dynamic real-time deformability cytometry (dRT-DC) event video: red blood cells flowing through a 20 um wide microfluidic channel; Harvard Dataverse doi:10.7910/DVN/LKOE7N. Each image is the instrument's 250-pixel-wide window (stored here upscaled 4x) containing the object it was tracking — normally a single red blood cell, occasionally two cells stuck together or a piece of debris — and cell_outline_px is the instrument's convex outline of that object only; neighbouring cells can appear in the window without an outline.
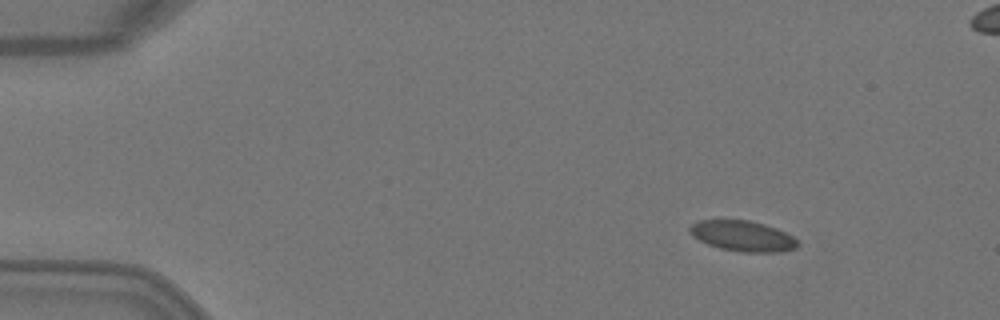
{"species": "Egyptian fruit bat (a non-hibernating species)", "species_latin": "Rousettus aegyptiacus", "temperature_condition": "warm", "stored_images_in_passage": 4, "camera_frame_rate_fps": 3000, "um_per_image_px": 0.085, "animal": {"sex": "female"}, "frame": {"image": 1, "passage_image": 1, "time_ms": 0.0, "image_size_px": [1000, 320], "cell_outline_px": [[796, 248], [780, 252], [740, 252], [720, 248], [708, 244], [692, 236], [688, 232], [688, 228], [696, 220], [748, 220], [764, 224], [776, 228], [792, 236], [796, 240]], "centroid_in_image_um": [63.08, 20.05], "position_along_channel_um": 21.9, "area_um2": 19.13}}